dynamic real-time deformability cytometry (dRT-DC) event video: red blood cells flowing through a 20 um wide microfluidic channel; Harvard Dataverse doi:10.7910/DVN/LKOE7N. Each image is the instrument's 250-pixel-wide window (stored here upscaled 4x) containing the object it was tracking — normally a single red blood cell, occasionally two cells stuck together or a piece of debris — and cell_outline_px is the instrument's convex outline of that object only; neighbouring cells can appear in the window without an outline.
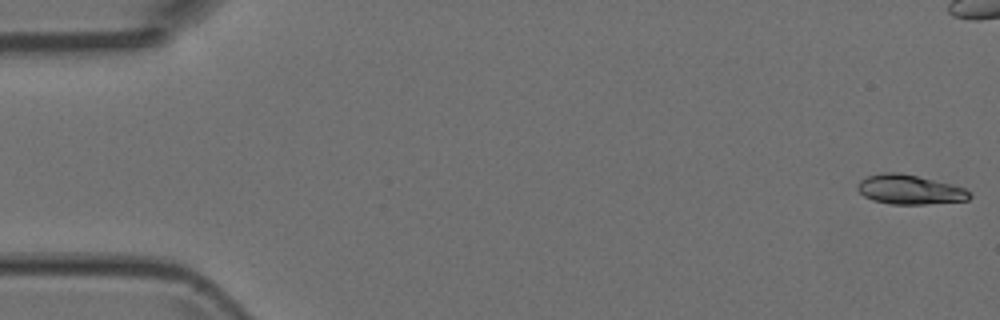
{"species": "Egyptian fruit bat (a non-hibernating species)", "species_latin": "Rousettus aegyptiacus", "temperature_condition": "room temperature", "stored_images_in_passage": 52, "camera_frame_rate_fps": 3000, "um_per_image_px": 0.085, "animal": {"sex": "female"}, "frame": {"image": 1, "passage_image": 1, "time_ms": 0.0, "image_size_px": [1000, 320], "cell_outline_px": [[972, 196], [968, 200], [924, 204], [892, 204], [872, 200], [864, 196], [856, 188], [860, 180], [868, 176], [880, 172], [900, 172], [952, 184], [964, 188]], "centroid_in_image_um": [77.29, 16.1], "position_along_channel_um": 7.7, "area_um2": 19.19}}
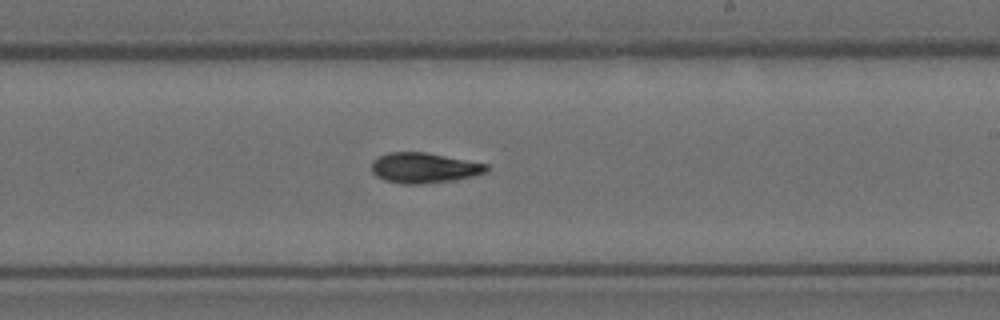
{"frame": {"image": 2, "passage_image": 30, "time_ms": 9.667, "image_size_px": [1000, 320], "cell_outline_px": [[488, 168], [484, 172], [472, 176], [452, 180], [424, 184], [404, 184], [384, 180], [376, 176], [372, 172], [372, 160], [388, 152], [424, 152], [488, 164]], "centroid_in_image_um": [36.0, 14.27], "position_along_channel_um": 253.0, "area_um2": 20.11}}
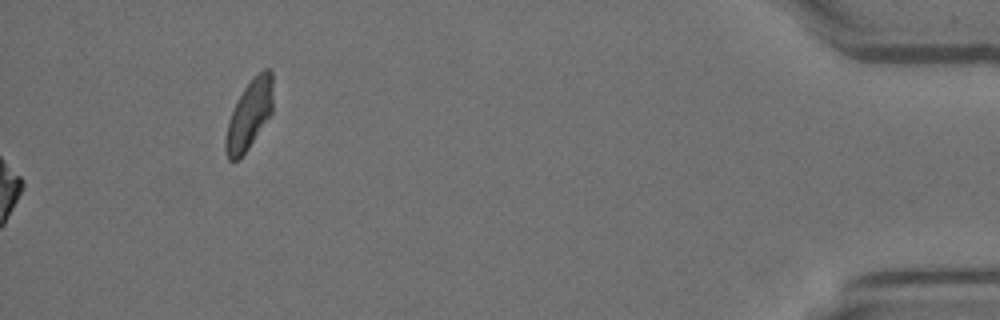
{"frame": {"image": 3, "passage_image": 52, "time_ms": 17.0, "image_size_px": [1000, 320], "cell_outline_px": [[272, 112], [248, 148], [236, 160], [228, 160], [224, 148], [224, 140], [228, 124], [232, 112], [244, 88], [252, 76], [264, 68], [272, 68]], "centroid_in_image_um": [21.2, 9.7], "position_along_channel_um": 414.0, "area_um2": 18.79}}